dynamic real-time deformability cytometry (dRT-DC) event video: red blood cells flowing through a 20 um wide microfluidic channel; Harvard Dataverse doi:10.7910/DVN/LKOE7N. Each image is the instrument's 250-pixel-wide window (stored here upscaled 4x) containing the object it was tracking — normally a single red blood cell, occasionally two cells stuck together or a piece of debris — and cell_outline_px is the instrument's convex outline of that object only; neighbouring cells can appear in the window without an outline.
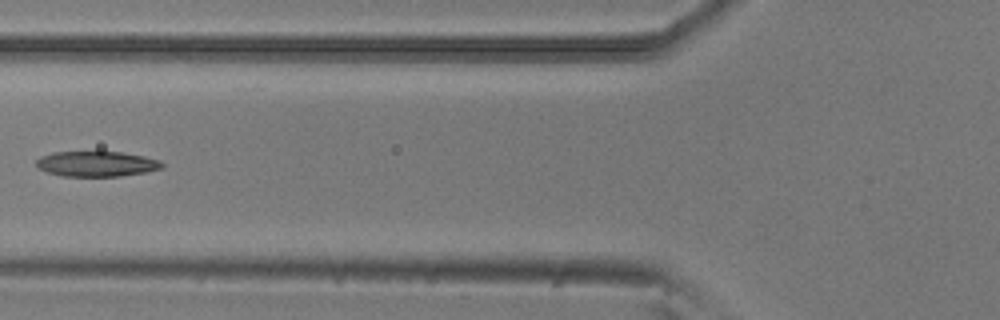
{"species": "common noctule bat (a hibernating species)", "species_latin": "Nyctalus noctula", "temperature_condition": "room temperature", "stored_images_in_passage": 4, "camera_frame_rate_fps": 3000, "um_per_image_px": 0.085, "animal": {"sex": "male", "body_mass_g": 20.5, "forearm_length_mm": 52.5}, "frame": {"image": 1, "passage_image": 3, "time_ms": 0.667, "image_size_px": [1000, 320], "cell_outline_px": [[164, 168], [144, 172], [120, 176], [64, 176], [48, 172], [36, 168], [36, 160], [40, 156], [52, 152], [120, 152], [144, 156], [160, 160], [164, 164]], "centroid_in_image_um": [8.2, 13.93], "position_along_channel_um": 117.6, "area_um2": 18.55}}
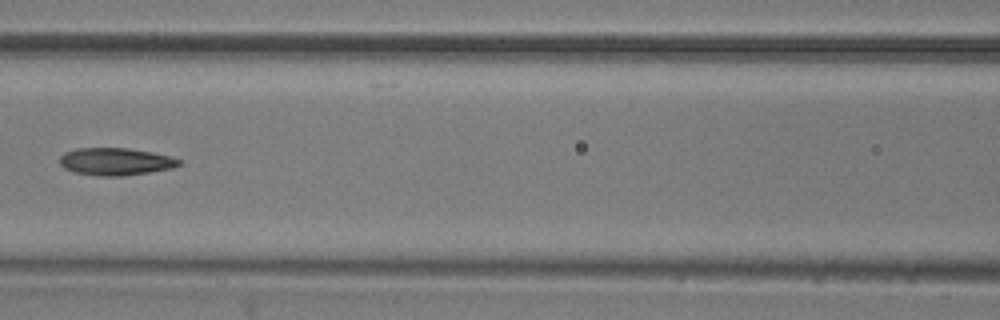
{"frame": {"image": 2, "passage_image": 4, "time_ms": 1.0, "image_size_px": [1000, 320], "cell_outline_px": [[180, 164], [172, 168], [124, 176], [100, 176], [76, 172], [64, 168], [60, 164], [60, 156], [64, 152], [76, 148], [128, 148], [152, 152], [172, 156], [180, 160]], "centroid_in_image_um": [9.82, 13.72], "position_along_channel_um": 156.8, "area_um2": 19.02}}